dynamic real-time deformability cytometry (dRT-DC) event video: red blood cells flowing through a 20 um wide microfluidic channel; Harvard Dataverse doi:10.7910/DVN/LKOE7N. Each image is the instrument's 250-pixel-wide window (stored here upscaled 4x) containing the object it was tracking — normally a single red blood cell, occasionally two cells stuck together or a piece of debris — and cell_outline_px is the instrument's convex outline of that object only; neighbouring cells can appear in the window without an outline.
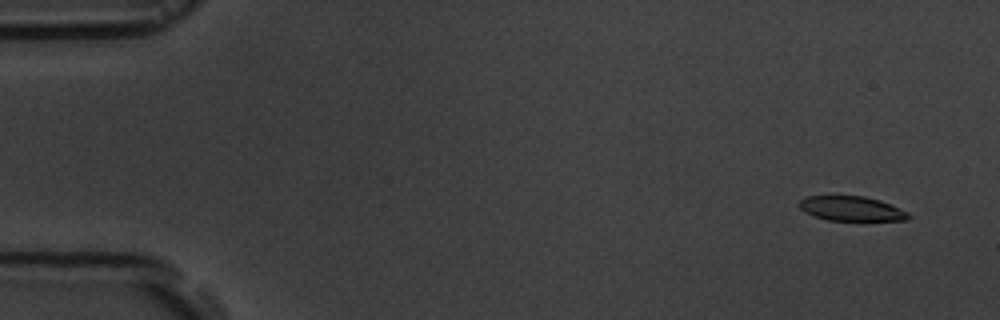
{"species": "common noctule bat (a hibernating species)", "species_latin": "Nyctalus noctula", "temperature_condition": "room temperature", "stored_images_in_passage": 5, "camera_frame_rate_fps": 3000, "um_per_image_px": 0.085, "animal": {"sex": "male", "body_mass_g": 19.5, "forearm_length_mm": 54.6}, "frame": {"image": 1, "passage_image": 1, "time_ms": 0.0, "image_size_px": [1000, 320], "cell_outline_px": [[912, 216], [908, 220], [828, 220], [804, 212], [800, 208], [800, 200], [808, 196], [864, 196], [880, 200], [900, 208], [908, 212]], "centroid_in_image_um": [72.41, 17.73], "position_along_channel_um": 12.6, "area_um2": 15.55}}
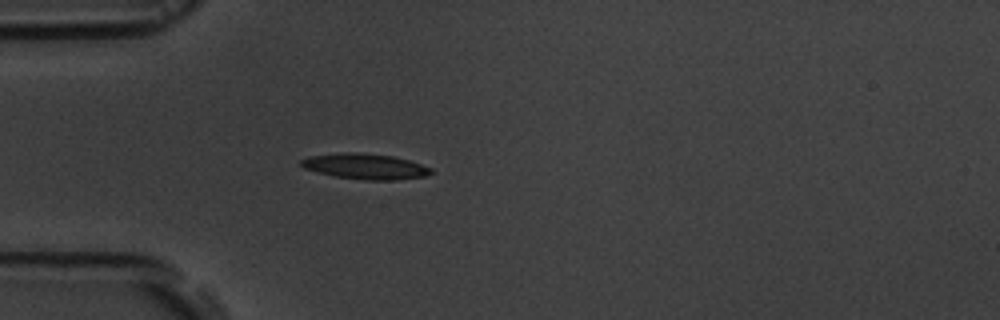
{"frame": {"image": 2, "passage_image": 5, "time_ms": 4.333, "image_size_px": [1000, 320], "cell_outline_px": [[432, 172], [424, 176], [396, 180], [368, 180], [336, 176], [304, 168], [300, 164], [300, 160], [308, 156], [340, 152], [360, 152], [392, 156], [408, 160], [432, 168]], "centroid_in_image_um": [31.02, 14.13], "position_along_channel_um": 54.0, "area_um2": 19.19}}